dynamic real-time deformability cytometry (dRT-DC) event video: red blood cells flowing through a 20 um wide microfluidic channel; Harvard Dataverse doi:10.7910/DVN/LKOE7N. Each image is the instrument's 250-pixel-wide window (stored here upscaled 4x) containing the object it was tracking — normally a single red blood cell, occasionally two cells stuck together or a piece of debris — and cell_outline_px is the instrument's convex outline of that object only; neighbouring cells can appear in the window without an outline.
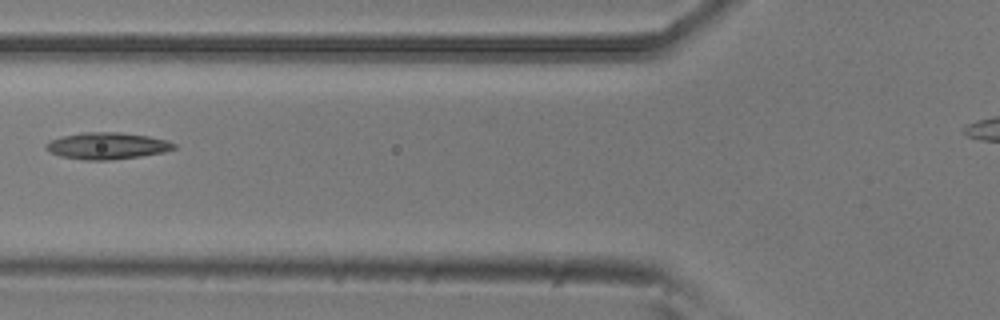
{"species": "common noctule bat (a hibernating species)", "species_latin": "Nyctalus noctula", "temperature_condition": "room temperature", "stored_images_in_passage": 7, "segment_of_instrument_passage": [1, 2], "camera_frame_rate_fps": 3000, "um_per_image_px": 0.085, "animal": {"sex": "male", "body_mass_g": 20.5, "forearm_length_mm": 52.5}, "frame": {"image": 1, "passage_image": 3, "time_ms": 0.667, "image_size_px": [1000, 320], "cell_outline_px": [[176, 148], [164, 152], [140, 156], [108, 160], [84, 160], [60, 156], [52, 152], [44, 144], [48, 140], [64, 136], [84, 132], [120, 132], [148, 136], [168, 140], [176, 144]], "centroid_in_image_um": [9.13, 12.39], "position_along_channel_um": 116.7, "area_um2": 19.83}}
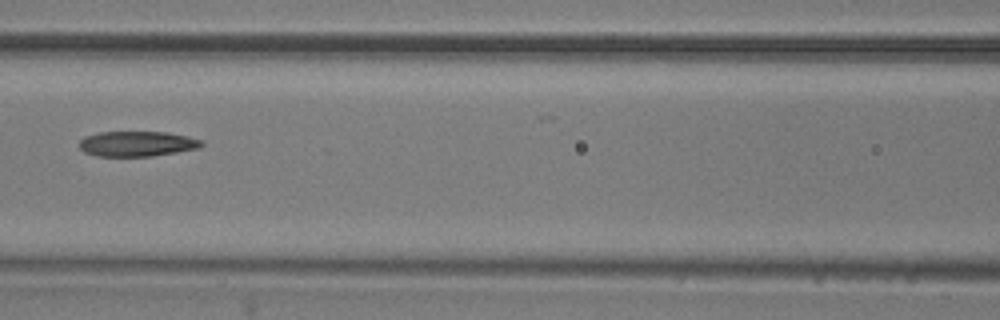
{"frame": {"image": 2, "passage_image": 4, "time_ms": 1.0, "image_size_px": [1000, 320], "cell_outline_px": [[204, 144], [200, 148], [152, 156], [96, 156], [84, 152], [80, 148], [80, 140], [84, 136], [100, 132], [164, 132], [188, 136], [200, 140]], "centroid_in_image_um": [11.64, 12.22], "position_along_channel_um": 155.0, "area_um2": 17.92}}
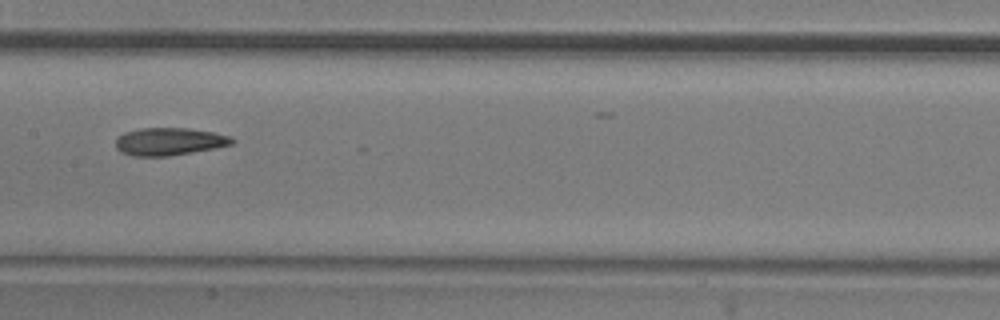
{"frame": {"image": 3, "passage_image": 5, "time_ms": 1.333, "image_size_px": [1000, 320], "cell_outline_px": [[236, 140], [232, 144], [216, 148], [168, 156], [132, 156], [120, 152], [116, 148], [116, 140], [124, 132], [140, 128], [188, 128], [212, 132], [228, 136]], "centroid_in_image_um": [14.37, 12.03], "position_along_channel_um": 193.0, "area_um2": 18.67}}